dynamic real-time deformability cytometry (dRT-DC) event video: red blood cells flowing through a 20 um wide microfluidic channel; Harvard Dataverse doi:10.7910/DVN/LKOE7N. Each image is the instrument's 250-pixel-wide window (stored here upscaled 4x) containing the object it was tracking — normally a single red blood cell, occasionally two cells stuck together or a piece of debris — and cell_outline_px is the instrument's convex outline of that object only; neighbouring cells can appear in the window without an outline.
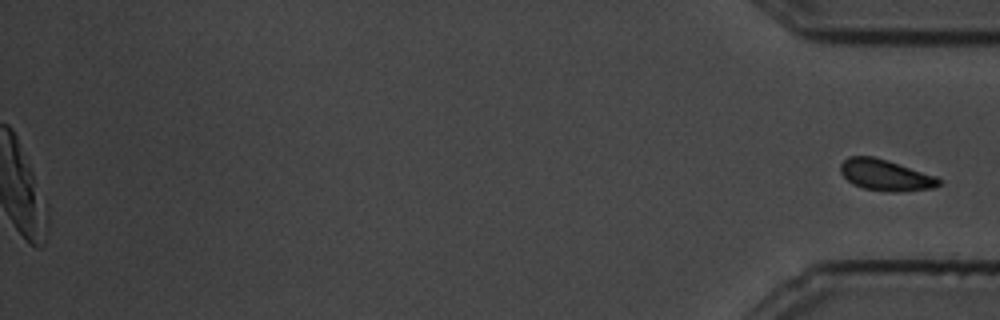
{"species": "common noctule bat (a hibernating species)", "species_latin": "Nyctalus noctula", "temperature_condition": "cold", "stored_images_in_passage": 89, "segment_of_instrument_passage": [2, 2], "camera_frame_rate_fps": 3000, "um_per_image_px": 0.085, "animal": {"sex": "male", "body_mass_g": 19.5, "forearm_length_mm": 54.6}, "frame": {"image": 1, "passage_image": 89, "time_ms": 29.333, "image_size_px": [1000, 320], "cell_outline_px": [[944, 180], [940, 184], [932, 188], [896, 192], [892, 192], [864, 188], [852, 184], [840, 172], [840, 164], [848, 156], [872, 156], [936, 176]], "centroid_in_image_um": [75.26, 14.89], "position_along_channel_um": 359.9, "area_um2": 17.63}}